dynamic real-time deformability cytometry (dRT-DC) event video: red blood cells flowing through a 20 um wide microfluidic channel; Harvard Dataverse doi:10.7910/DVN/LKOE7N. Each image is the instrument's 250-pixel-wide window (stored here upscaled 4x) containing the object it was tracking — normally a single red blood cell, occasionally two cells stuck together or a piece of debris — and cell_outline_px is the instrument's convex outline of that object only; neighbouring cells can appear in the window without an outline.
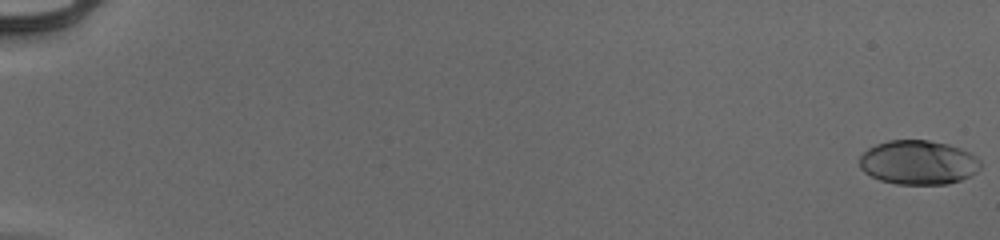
{"species": "human", "species_latin": "Homo sapiens", "temperature_condition": "cold", "stored_images_in_passage": 55, "camera_frame_rate_fps": 3000, "um_per_image_px": 0.085, "donor": {"sex": "male"}, "frame": {"image": 1, "passage_image": 1, "time_ms": 0.0, "image_size_px": [1000, 240], "cell_outline_px": [[980, 168], [976, 172], [960, 180], [948, 184], [896, 184], [880, 180], [864, 172], [860, 168], [860, 156], [868, 148], [876, 144], [888, 140], [928, 140], [948, 144], [972, 152], [980, 160]], "centroid_in_image_um": [78.06, 13.8], "position_along_channel_um": 6.9, "area_um2": 31.27}}
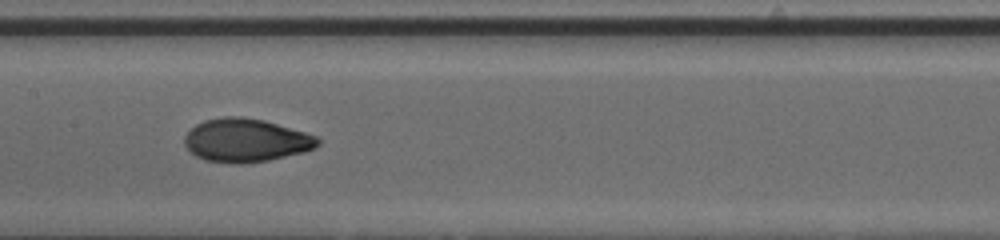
{"frame": {"image": 2, "passage_image": 31, "time_ms": 10.0, "image_size_px": [1000, 240], "cell_outline_px": [[320, 144], [316, 148], [304, 152], [268, 160], [240, 164], [232, 164], [204, 160], [196, 156], [184, 144], [184, 136], [196, 124], [204, 120], [224, 116], [240, 116], [264, 120], [304, 132], [316, 136], [320, 140]], "centroid_in_image_um": [20.9, 11.93], "position_along_channel_um": 186.5, "area_um2": 33.7}}
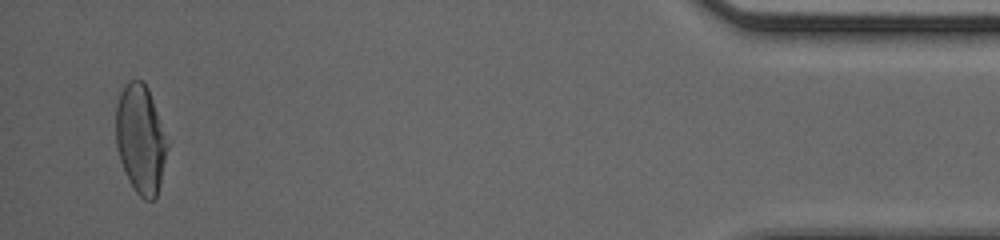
{"frame": {"image": 3, "passage_image": 54, "time_ms": 17.667, "image_size_px": [1000, 240], "cell_outline_px": [[168, 148], [160, 184], [156, 196], [152, 200], [144, 200], [136, 192], [128, 180], [120, 160], [116, 148], [116, 104], [120, 92], [128, 80], [144, 80], [148, 88], [168, 144]], "centroid_in_image_um": [11.93, 11.82], "position_along_channel_um": 423.3, "area_um2": 32.48}, "authors_computed_cell_mechanics": {"area_um2": 32.4258, "velocity_mm_per_s": 3.9645, "shape_relaxation_time_tau1_ms": 6.3671, "shape_relaxation_time_tau2_ms": 0.9756, "deformation_change_tau1": 0.2453, "deformation_change_tau2": 0.0489}}